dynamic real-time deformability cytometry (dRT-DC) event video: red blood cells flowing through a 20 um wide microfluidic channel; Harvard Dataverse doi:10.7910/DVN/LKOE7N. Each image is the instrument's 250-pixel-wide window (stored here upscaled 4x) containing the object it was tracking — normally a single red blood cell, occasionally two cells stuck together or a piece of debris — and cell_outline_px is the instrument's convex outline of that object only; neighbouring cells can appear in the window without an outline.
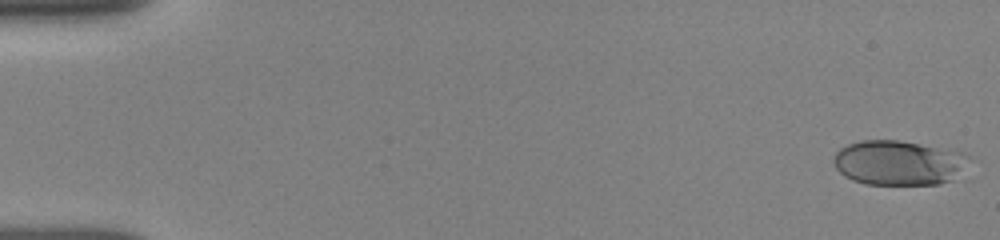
{"species": "human", "species_latin": "Homo sapiens", "temperature_condition": "room temperature", "stored_images_in_passage": 12, "camera_frame_rate_fps": 3000, "um_per_image_px": 0.085, "donor": {"sex": "female"}, "frame": {"image": 1, "passage_image": 1, "time_ms": 0.0, "image_size_px": [1000, 240], "cell_outline_px": [[972, 156], [960, 176], [952, 180], [940, 184], [864, 184], [852, 180], [844, 176], [836, 168], [832, 160], [836, 152], [840, 148], [848, 144], [860, 140], [900, 140], [956, 148]], "centroid_in_image_um": [76.47, 13.81], "position_along_channel_um": 8.5, "area_um2": 36.36}}
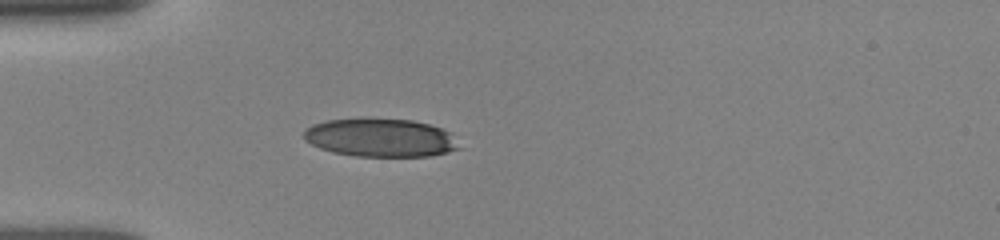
{"frame": {"image": 2, "passage_image": 9, "time_ms": 4.667, "image_size_px": [1000, 240], "cell_outline_px": [[460, 148], [448, 152], [428, 156], [356, 156], [332, 152], [320, 148], [304, 140], [304, 128], [312, 124], [324, 120], [360, 116], [368, 116], [412, 120], [428, 124], [440, 128], [448, 132]], "centroid_in_image_um": [32.24, 11.66], "position_along_channel_um": 52.8, "area_um2": 35.32}}
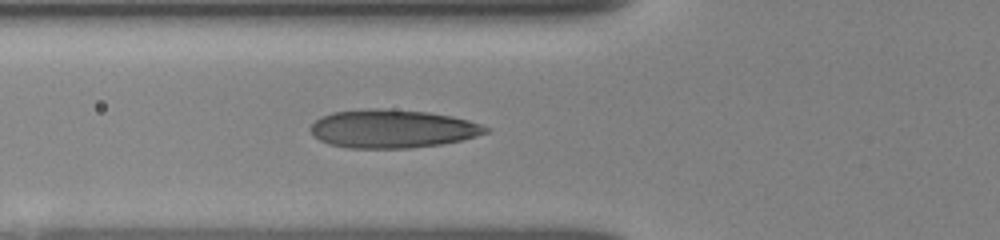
{"frame": {"image": 3, "passage_image": 12, "time_ms": 6.0, "image_size_px": [1000, 240], "cell_outline_px": [[492, 128], [488, 132], [476, 136], [460, 140], [440, 144], [408, 148], [348, 148], [328, 144], [312, 136], [308, 128], [320, 116], [332, 112], [376, 108], [428, 112], [452, 116], [468, 120]], "centroid_in_image_um": [33.32, 10.95], "position_along_channel_um": 92.5, "area_um2": 39.19}}